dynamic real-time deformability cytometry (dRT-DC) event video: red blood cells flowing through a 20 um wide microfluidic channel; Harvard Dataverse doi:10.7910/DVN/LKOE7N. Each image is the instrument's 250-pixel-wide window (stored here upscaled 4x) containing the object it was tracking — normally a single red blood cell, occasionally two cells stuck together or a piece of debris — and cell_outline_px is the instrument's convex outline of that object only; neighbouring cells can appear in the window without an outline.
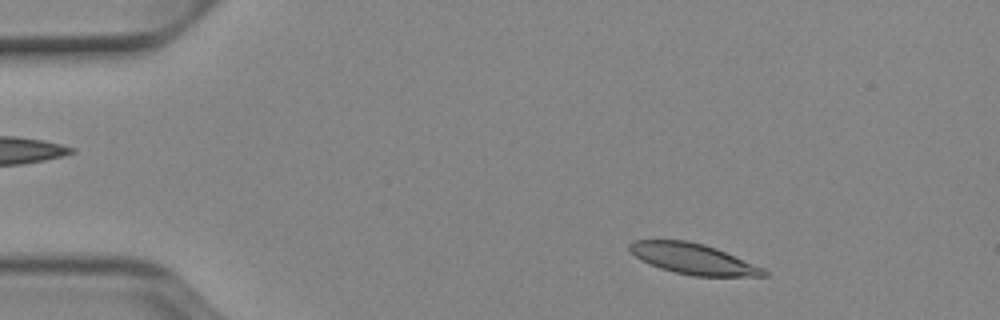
{"species": "Egyptian fruit bat (a non-hibernating species)", "species_latin": "Rousettus aegyptiacus", "temperature_condition": "cold", "stored_images_in_passage": 49, "camera_frame_rate_fps": 3000, "um_per_image_px": 0.085, "animal": {"sex": "female"}, "frame": {"image": 1, "passage_image": 5, "time_ms": 1.333, "image_size_px": [1000, 320], "cell_outline_px": [[768, 276], [692, 276], [660, 268], [640, 260], [628, 248], [628, 244], [632, 240], [688, 240], [704, 244], [716, 248], [764, 268], [768, 272]], "centroid_in_image_um": [58.91, 21.99], "position_along_channel_um": 26.1, "area_um2": 23.93}}
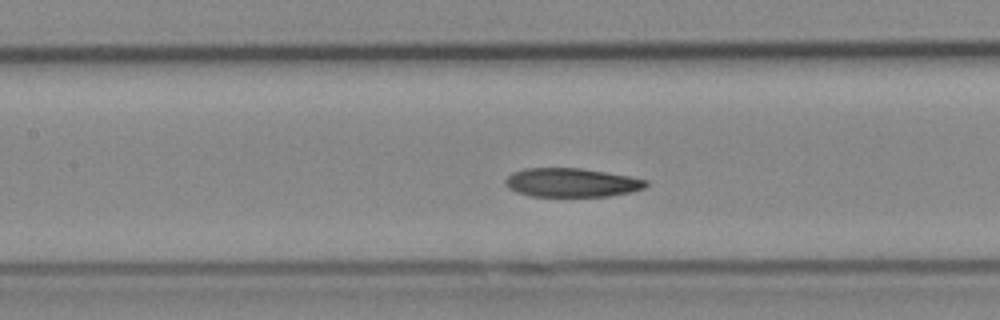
{"frame": {"image": 2, "passage_image": 21, "time_ms": 6.667, "image_size_px": [1000, 320], "cell_outline_px": [[648, 184], [644, 188], [632, 192], [608, 196], [532, 196], [516, 192], [508, 188], [504, 184], [504, 180], [512, 172], [524, 168], [580, 168], [628, 176], [648, 180]], "centroid_in_image_um": [48.56, 15.52], "position_along_channel_um": 158.8, "area_um2": 23.64}}
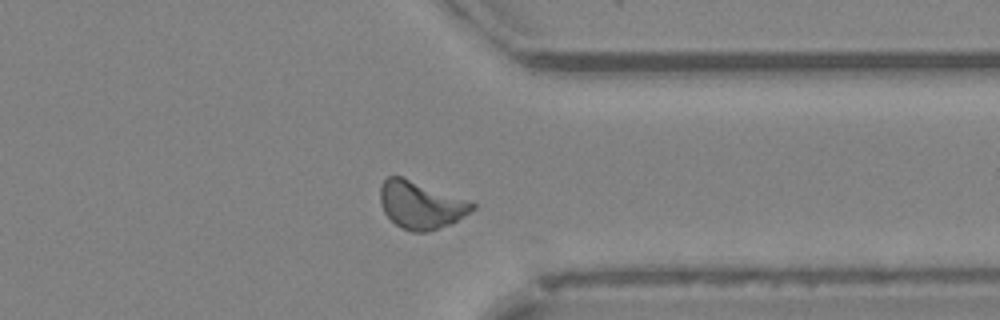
{"frame": {"image": 3, "passage_image": 38, "time_ms": 12.333, "image_size_px": [1000, 320], "cell_outline_px": [[476, 208], [452, 224], [424, 232], [412, 232], [400, 228], [384, 212], [380, 204], [380, 188], [384, 180], [388, 176], [400, 176], [472, 200], [476, 204]], "centroid_in_image_um": [35.8, 17.42], "position_along_channel_um": 375.6, "area_um2": 25.72}, "authors_computed_cell_mechanics": {"area_um2": 24.2182, "velocity_mm_per_s": 3.8701, "shape_relaxation_time_tau1_ms": 4.5343, "shape_relaxation_time_tau2_ms": 5.6998, "deformation_change_tau1": 0.1203, "deformation_change_tau2": 0.1151}}